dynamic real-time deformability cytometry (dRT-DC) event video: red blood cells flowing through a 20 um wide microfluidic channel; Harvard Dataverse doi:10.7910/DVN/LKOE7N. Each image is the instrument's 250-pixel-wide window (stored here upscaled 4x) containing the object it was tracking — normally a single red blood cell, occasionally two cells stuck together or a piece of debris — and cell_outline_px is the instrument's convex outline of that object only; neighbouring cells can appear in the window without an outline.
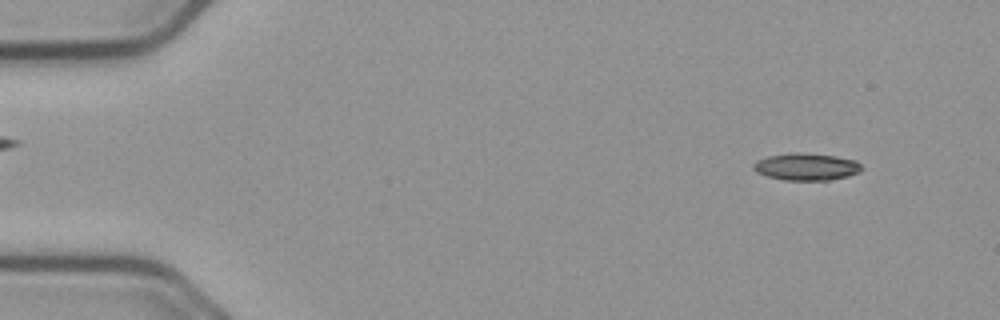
{"species": "common noctule bat (a hibernating species)", "species_latin": "Nyctalus noctula", "temperature_condition": "cold", "stored_images_in_passage": 51, "camera_frame_rate_fps": 3000, "um_per_image_px": 0.085, "animal": {"sex": "male", "body_mass_g": 23.1, "forearm_length_mm": 52.7}, "frame": {"image": 1, "passage_image": 1, "time_ms": 0.0, "image_size_px": [1000, 320], "cell_outline_px": [[864, 168], [860, 172], [848, 176], [828, 180], [784, 180], [768, 176], [756, 172], [752, 168], [752, 164], [756, 160], [768, 156], [792, 152], [796, 152], [836, 156], [856, 160]], "centroid_in_image_um": [68.54, 14.17], "position_along_channel_um": 16.5, "area_um2": 17.22}}
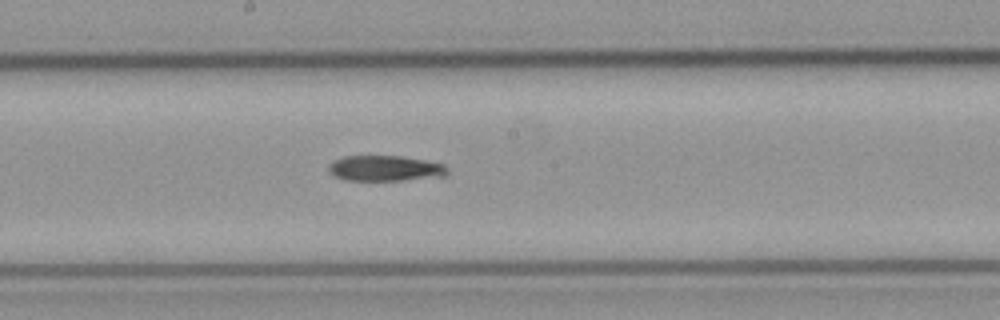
{"frame": {"image": 2, "passage_image": 26, "time_ms": 8.333, "image_size_px": [1000, 320], "cell_outline_px": [[448, 172], [444, 176], [404, 180], [344, 180], [328, 172], [328, 164], [332, 160], [344, 156], [400, 156], [424, 160], [444, 164], [448, 168]], "centroid_in_image_um": [32.7, 14.3], "position_along_channel_um": 215.5, "area_um2": 17.74}}
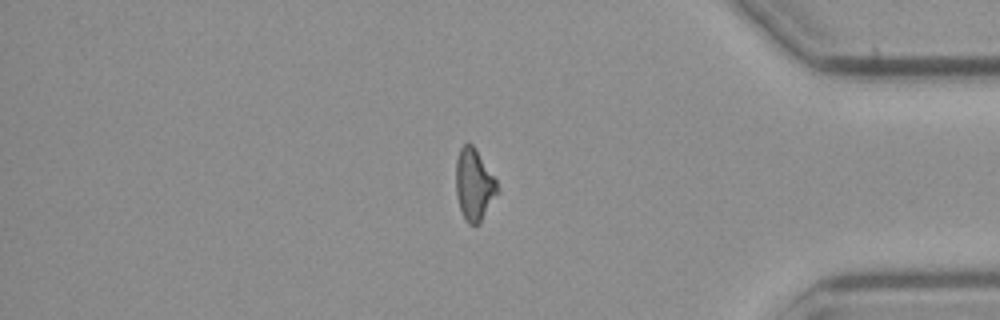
{"frame": {"image": 3, "passage_image": 43, "time_ms": 14.0, "image_size_px": [1000, 320], "cell_outline_px": [[500, 192], [480, 224], [468, 224], [460, 208], [456, 196], [456, 160], [460, 148], [464, 144], [472, 144], [476, 148], [496, 180], [500, 188]], "centroid_in_image_um": [40.33, 15.72], "position_along_channel_um": 394.9, "area_um2": 17.57}, "authors_computed_cell_mechanics": {"area_um2": 18.4382, "velocity_mm_per_s": 3.66, "shape_relaxation_time_tau1_ms": 10.7782, "shape_relaxation_time_tau2_ms": null, "deformation_change_tau1": 0.1376, "deformation_change_tau2": null}}